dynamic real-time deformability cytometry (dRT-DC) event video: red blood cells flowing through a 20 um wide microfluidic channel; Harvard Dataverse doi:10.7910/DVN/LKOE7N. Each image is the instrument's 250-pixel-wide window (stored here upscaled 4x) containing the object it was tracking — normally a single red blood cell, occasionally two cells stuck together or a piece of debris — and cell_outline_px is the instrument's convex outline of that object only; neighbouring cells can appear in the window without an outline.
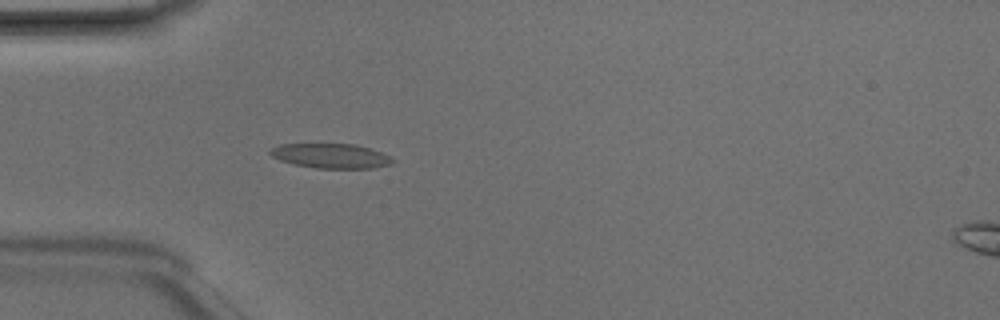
{"species": "Egyptian fruit bat (a non-hibernating species)", "species_latin": "Rousettus aegyptiacus", "temperature_condition": "room temperature", "stored_images_in_passage": 49, "camera_frame_rate_fps": 3000, "um_per_image_px": 0.085, "animal": {"sex": "male"}, "frame": {"image": 1, "passage_image": 15, "time_ms": 4.667, "image_size_px": [1000, 320], "cell_outline_px": [[396, 160], [392, 164], [372, 168], [316, 168], [296, 164], [280, 160], [272, 156], [268, 152], [272, 148], [280, 144], [356, 144], [392, 156]], "centroid_in_image_um": [28.16, 13.25], "position_along_channel_um": 56.8, "area_um2": 17.51}}
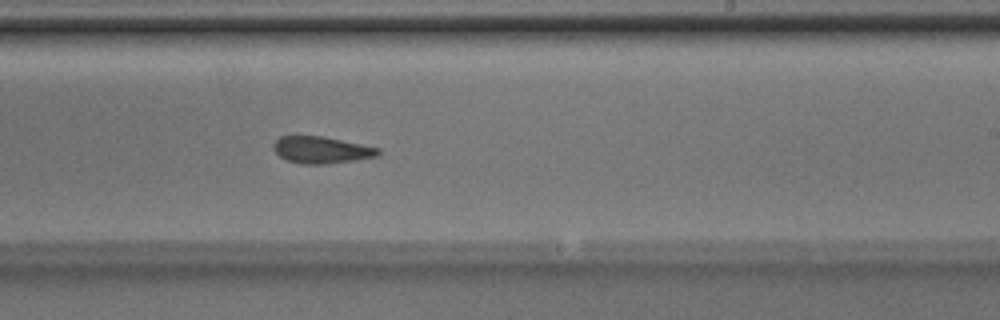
{"frame": {"image": 2, "passage_image": 30, "time_ms": 9.667, "image_size_px": [1000, 320], "cell_outline_px": [[380, 152], [376, 156], [356, 160], [324, 164], [300, 164], [288, 160], [280, 156], [272, 148], [272, 144], [280, 136], [324, 136], [380, 148]], "centroid_in_image_um": [27.3, 12.74], "position_along_channel_um": 261.7, "area_um2": 16.36}}
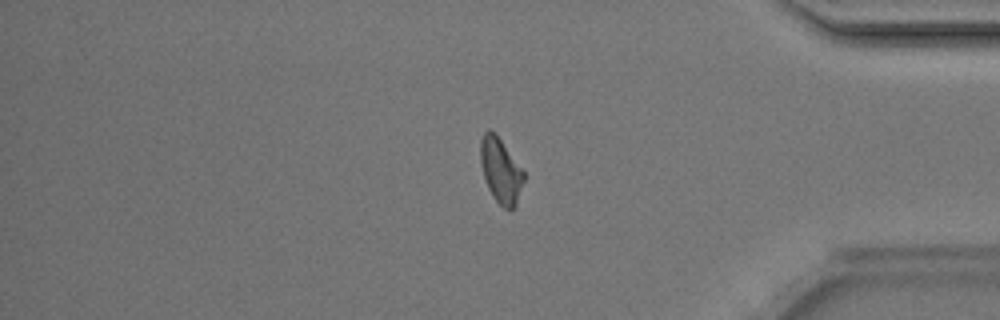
{"frame": {"image": 3, "passage_image": 41, "time_ms": 13.333, "image_size_px": [1000, 320], "cell_outline_px": [[524, 180], [516, 204], [512, 208], [504, 208], [492, 196], [488, 188], [484, 176], [480, 160], [480, 140], [484, 132], [488, 128], [500, 140], [524, 172]], "centroid_in_image_um": [42.54, 14.5], "position_along_channel_um": 392.7, "area_um2": 15.9}, "authors_computed_cell_mechanics": {"area_um2": 17.1088, "velocity_mm_per_s": 4.2113, "shape_relaxation_time_tau1_ms": 6.3577, "shape_relaxation_time_tau2_ms": 3.1469, "deformation_change_tau1": 0.1524, "deformation_change_tau2": 0.1117}}